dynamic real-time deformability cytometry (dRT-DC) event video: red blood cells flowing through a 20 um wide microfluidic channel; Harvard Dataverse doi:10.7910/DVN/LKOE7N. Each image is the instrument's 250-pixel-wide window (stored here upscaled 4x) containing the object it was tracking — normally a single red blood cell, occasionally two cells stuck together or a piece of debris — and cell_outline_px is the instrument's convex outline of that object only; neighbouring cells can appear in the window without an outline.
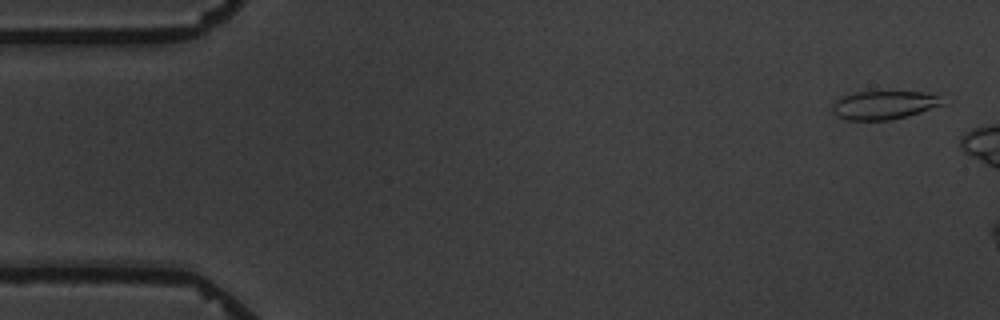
{"species": "common noctule bat (a hibernating species)", "species_latin": "Nyctalus noctula", "temperature_condition": "warm", "stored_images_in_passage": 3, "camera_frame_rate_fps": 3000, "um_per_image_px": 0.085, "animal": {"sex": "male", "body_mass_g": 19.5, "forearm_length_mm": 54.6}, "frame": {"image": 1, "passage_image": 1, "time_ms": 0.0, "image_size_px": [1000, 320], "cell_outline_px": [[944, 104], [904, 116], [888, 120], [848, 120], [836, 116], [832, 112], [832, 104], [840, 96], [856, 92], [936, 92], [940, 96]], "centroid_in_image_um": [75.1, 8.91], "position_along_channel_um": 9.9, "area_um2": 18.21}}